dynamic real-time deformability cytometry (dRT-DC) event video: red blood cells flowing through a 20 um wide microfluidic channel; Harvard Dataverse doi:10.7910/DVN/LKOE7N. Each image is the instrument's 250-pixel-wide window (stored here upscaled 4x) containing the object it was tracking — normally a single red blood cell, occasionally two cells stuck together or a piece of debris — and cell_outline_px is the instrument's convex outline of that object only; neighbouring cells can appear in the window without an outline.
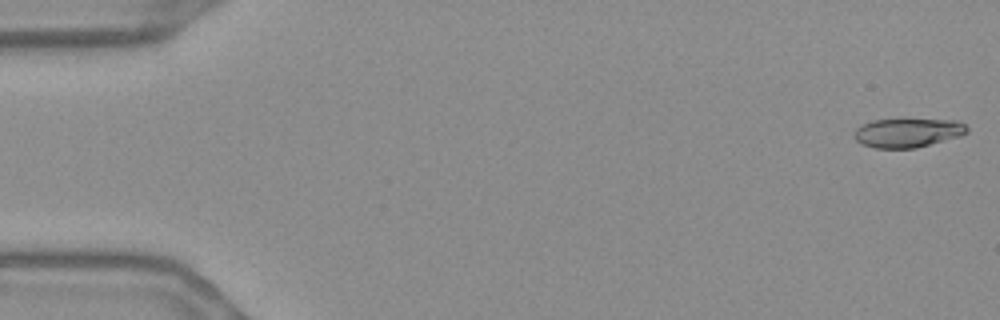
{"species": "Egyptian fruit bat (a non-hibernating species)", "species_latin": "Rousettus aegyptiacus", "temperature_condition": "warm", "stored_images_in_passage": 55, "camera_frame_rate_fps": 3000, "um_per_image_px": 0.085, "frame": {"image": 1, "passage_image": 1, "time_ms": 0.0, "image_size_px": [1000, 320], "cell_outline_px": [[968, 132], [960, 136], [916, 148], [876, 148], [860, 144], [852, 136], [856, 128], [860, 124], [872, 120], [960, 120], [968, 128]], "centroid_in_image_um": [77.12, 11.29], "position_along_channel_um": 7.9, "area_um2": 19.13}}
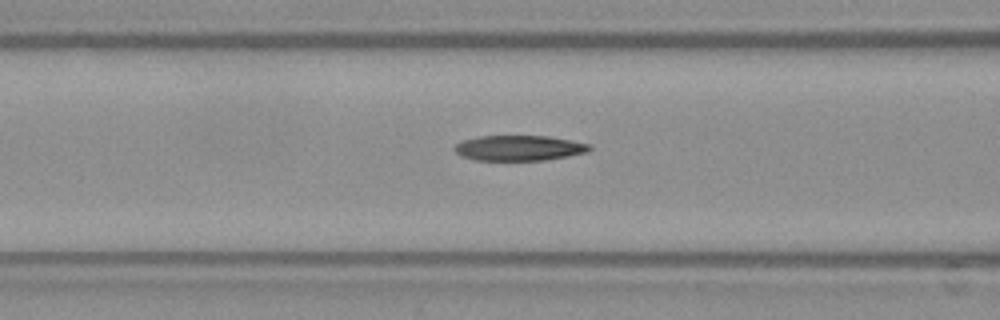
{"frame": {"image": 2, "passage_image": 22, "time_ms": 7.0, "image_size_px": [1000, 320], "cell_outline_px": [[592, 148], [588, 152], [568, 156], [544, 160], [476, 160], [460, 156], [452, 148], [460, 140], [480, 136], [548, 136], [592, 144]], "centroid_in_image_um": [44.11, 12.58], "position_along_channel_um": 122.5, "area_um2": 20.06}}
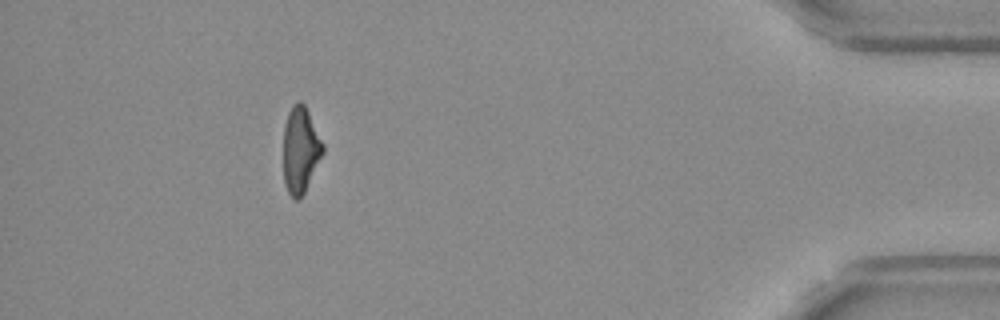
{"frame": {"image": 3, "passage_image": 50, "time_ms": 16.333, "image_size_px": [1000, 320], "cell_outline_px": [[324, 152], [304, 192], [296, 200], [288, 192], [284, 184], [284, 124], [288, 112], [292, 104], [300, 100], [304, 104], [324, 144]], "centroid_in_image_um": [25.54, 12.7], "position_along_channel_um": 409.7, "area_um2": 19.65}, "authors_computed_cell_mechanics": {"area_um2": 20.4034, "velocity_mm_per_s": 3.694, "shape_relaxation_time_tau1_ms": null, "shape_relaxation_time_tau2_ms": 2.9862, "deformation_change_tau1": null, "deformation_change_tau2": 0.1214}}